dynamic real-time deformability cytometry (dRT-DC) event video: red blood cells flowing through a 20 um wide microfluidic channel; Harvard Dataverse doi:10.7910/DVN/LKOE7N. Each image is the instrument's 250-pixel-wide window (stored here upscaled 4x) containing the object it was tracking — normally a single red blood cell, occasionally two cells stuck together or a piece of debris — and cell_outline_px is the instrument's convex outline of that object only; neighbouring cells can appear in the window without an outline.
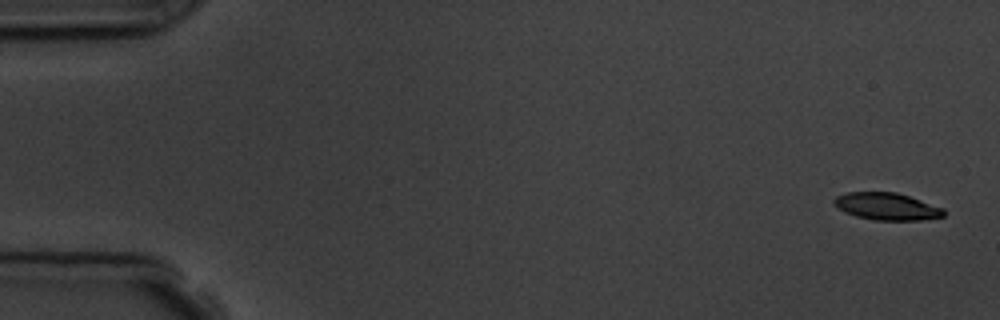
{"species": "common noctule bat (a hibernating species)", "species_latin": "Nyctalus noctula", "temperature_condition": "room temperature", "stored_images_in_passage": 6, "segment_of_instrument_passage": [1, 2], "camera_frame_rate_fps": 3000, "um_per_image_px": 0.085, "animal": {"sex": "male", "body_mass_g": 19.5, "forearm_length_mm": 54.6}, "frame": {"image": 1, "passage_image": 1, "time_ms": 0.0, "image_size_px": [1000, 320], "cell_outline_px": [[944, 216], [920, 220], [872, 220], [856, 216], [844, 212], [832, 204], [832, 200], [836, 196], [848, 192], [896, 192], [944, 208]], "centroid_in_image_um": [75.33, 17.54], "position_along_channel_um": 9.7, "area_um2": 17.4}}
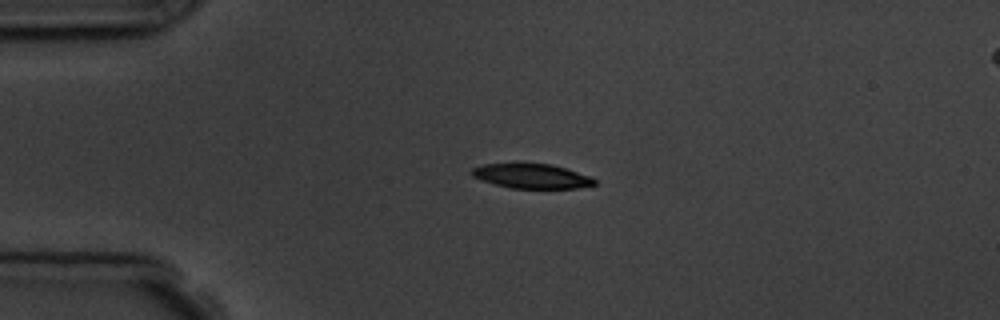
{"frame": {"image": 2, "passage_image": 4, "time_ms": 3.667, "image_size_px": [1000, 320], "cell_outline_px": [[596, 184], [576, 188], [512, 188], [496, 184], [472, 176], [468, 172], [472, 168], [484, 164], [520, 160], [552, 164], [592, 176], [596, 180]], "centroid_in_image_um": [45.16, 14.9], "position_along_channel_um": 39.8, "area_um2": 18.38}}